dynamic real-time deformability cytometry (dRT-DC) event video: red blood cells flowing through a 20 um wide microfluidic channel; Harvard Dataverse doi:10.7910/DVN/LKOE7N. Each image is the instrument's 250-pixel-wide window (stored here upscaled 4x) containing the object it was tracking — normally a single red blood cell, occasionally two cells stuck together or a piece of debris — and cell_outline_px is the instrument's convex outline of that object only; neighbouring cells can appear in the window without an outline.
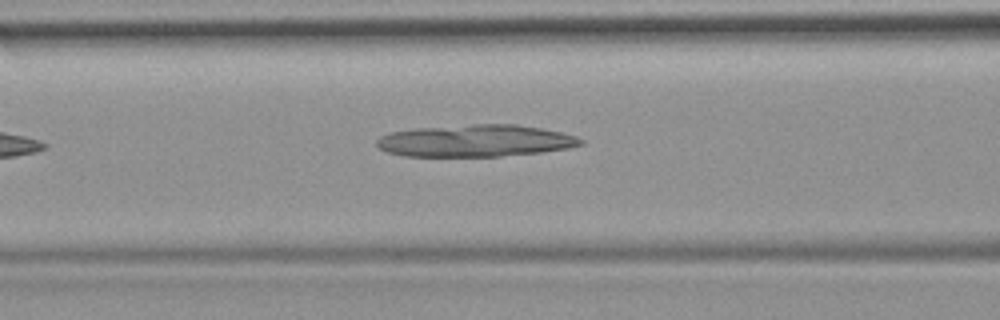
{"species": "common noctule bat (a hibernating species)", "species_latin": "Nyctalus noctula", "temperature_condition": "room temperature", "stored_images_in_passage": 6, "segment_of_instrument_passage": [1, 2], "camera_frame_rate_fps": 3000, "um_per_image_px": 0.085, "animal": {"sex": "female", "body_mass_g": 19.9}, "frame": {"image": 1, "passage_image": 5, "time_ms": 4.667, "image_size_px": [1000, 320], "cell_outline_px": [[584, 144], [568, 148], [540, 152], [500, 156], [404, 156], [388, 152], [380, 148], [376, 144], [376, 140], [380, 136], [388, 132], [416, 128], [472, 124], [516, 124], [540, 128], [560, 132], [576, 136], [584, 140]], "centroid_in_image_um": [40.4, 11.96], "position_along_channel_um": 126.2, "area_um2": 38.09}}